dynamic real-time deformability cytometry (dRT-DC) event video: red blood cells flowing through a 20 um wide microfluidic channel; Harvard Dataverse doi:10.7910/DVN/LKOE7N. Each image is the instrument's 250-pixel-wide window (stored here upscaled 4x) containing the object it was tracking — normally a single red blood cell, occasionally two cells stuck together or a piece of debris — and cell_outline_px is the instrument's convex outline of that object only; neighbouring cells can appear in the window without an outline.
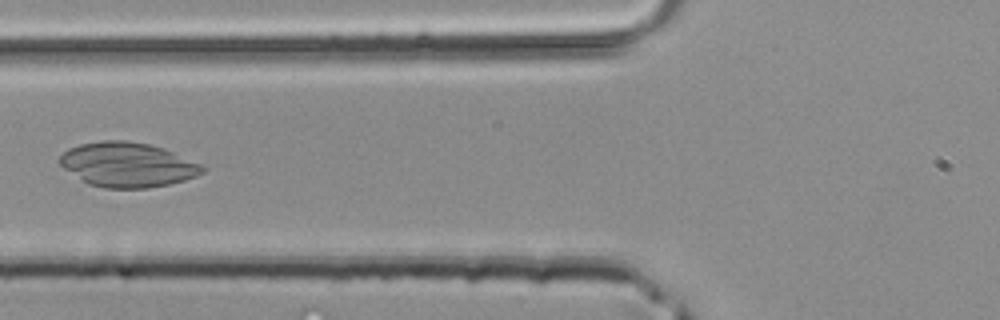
{"species": "common noctule bat (a hibernating species)", "species_latin": "Nyctalus noctula", "temperature_condition": "room temperature", "stored_images_in_passage": 33, "camera_frame_rate_fps": 3000, "um_per_image_px": 0.085, "animal": {"sex": "male", "body_mass_g": 20.4}, "frame": {"image": 1, "passage_image": 8, "time_ms": 2.333, "image_size_px": [1000, 320], "cell_outline_px": [[208, 168], [204, 172], [196, 176], [184, 180], [168, 184], [148, 188], [104, 188], [88, 184], [64, 168], [60, 164], [60, 156], [68, 148], [80, 144], [104, 140], [128, 140], [148, 144], [164, 148], [204, 164]], "centroid_in_image_um": [10.89, 13.99], "position_along_channel_um": 114.9, "area_um2": 37.28}}
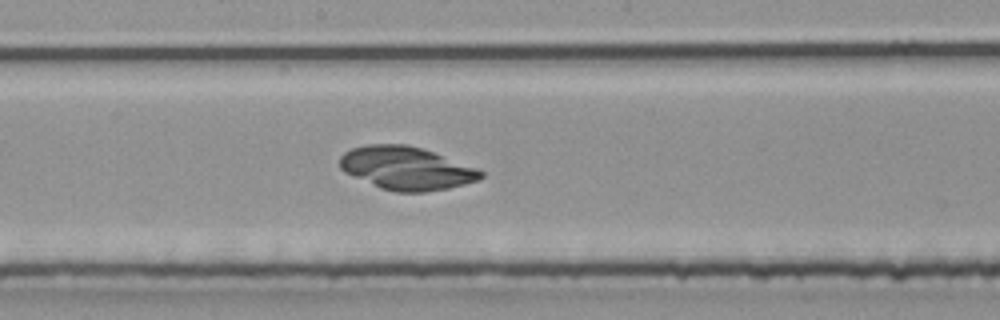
{"frame": {"image": 2, "passage_image": 14, "time_ms": 4.333, "image_size_px": [1000, 320], "cell_outline_px": [[484, 176], [476, 180], [464, 184], [448, 188], [424, 192], [396, 192], [380, 188], [344, 172], [340, 168], [340, 156], [344, 152], [352, 148], [368, 144], [408, 144], [424, 148], [476, 168], [484, 172]], "centroid_in_image_um": [34.52, 14.29], "position_along_channel_um": 213.7, "area_um2": 35.37}}
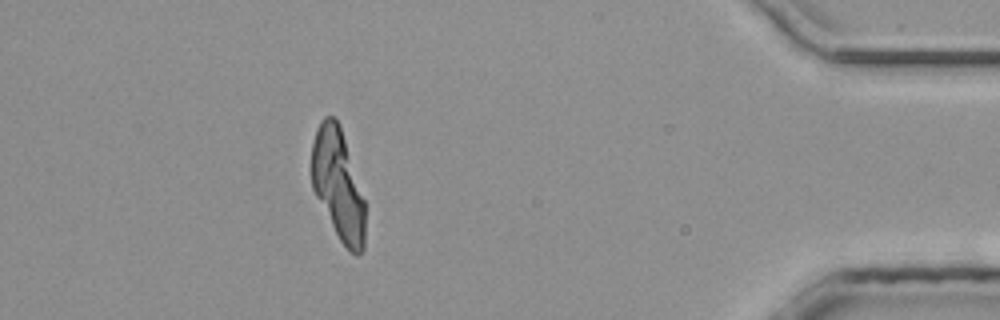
{"frame": {"image": 3, "passage_image": 29, "time_ms": 9.333, "image_size_px": [1000, 320], "cell_outline_px": [[364, 248], [360, 256], [356, 256], [340, 240], [316, 196], [312, 188], [312, 144], [316, 128], [320, 120], [324, 116], [332, 116], [340, 124], [364, 200]], "centroid_in_image_um": [28.72, 15.67], "position_along_channel_um": 406.5, "area_um2": 34.04}}